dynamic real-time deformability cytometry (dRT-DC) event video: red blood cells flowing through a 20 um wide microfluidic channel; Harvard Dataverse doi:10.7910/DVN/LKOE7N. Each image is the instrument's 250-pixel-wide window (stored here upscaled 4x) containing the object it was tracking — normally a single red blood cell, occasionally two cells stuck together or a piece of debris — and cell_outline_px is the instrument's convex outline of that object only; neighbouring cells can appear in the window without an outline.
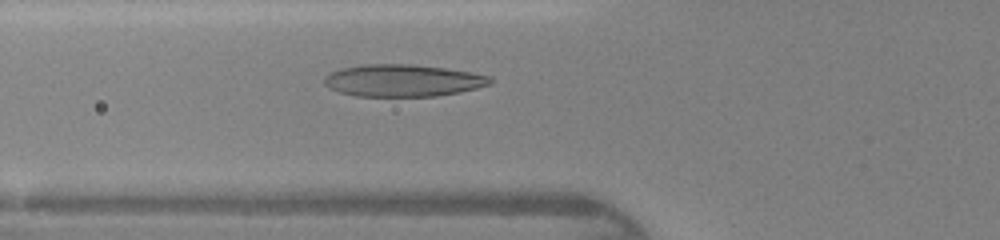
{"species": "human", "species_latin": "Homo sapiens", "temperature_condition": "warm", "stored_images_in_passage": 43, "camera_frame_rate_fps": 3000, "um_per_image_px": 0.085, "donor": {"sex": "female"}, "frame": {"image": 1, "passage_image": 15, "time_ms": 4.667, "image_size_px": [1000, 240], "cell_outline_px": [[492, 84], [460, 92], [436, 96], [356, 96], [340, 92], [328, 88], [324, 84], [324, 76], [340, 68], [364, 64], [412, 64], [444, 68], [472, 72], [492, 76]], "centroid_in_image_um": [34.25, 6.84], "position_along_channel_um": 91.6, "area_um2": 31.21}}
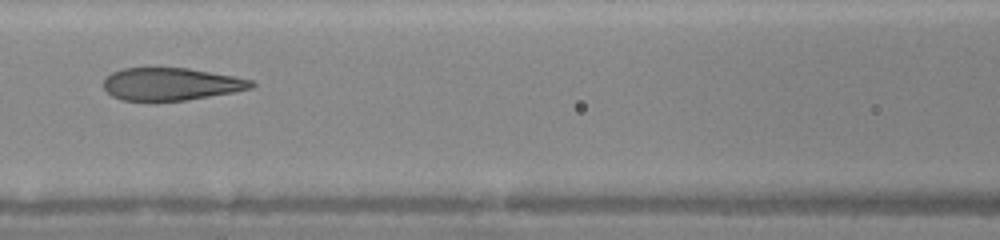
{"frame": {"image": 2, "passage_image": 19, "time_ms": 6.0, "image_size_px": [1000, 240], "cell_outline_px": [[256, 84], [252, 88], [232, 92], [188, 100], [152, 104], [120, 100], [112, 96], [104, 88], [104, 80], [112, 72], [124, 68], [188, 68], [236, 76], [252, 80]], "centroid_in_image_um": [14.51, 7.19], "position_along_channel_um": 152.1, "area_um2": 28.84}}
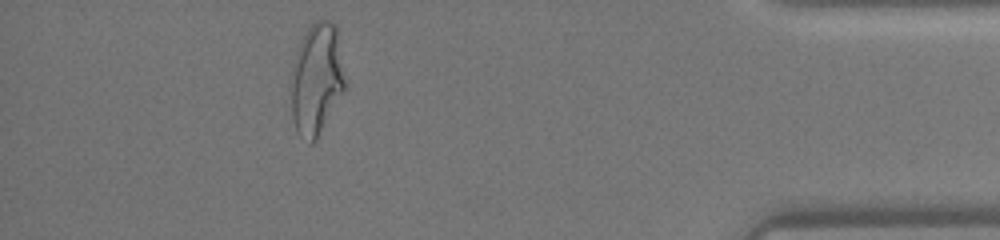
{"frame": {"image": 3, "passage_image": 39, "time_ms": 12.667, "image_size_px": [1000, 240], "cell_outline_px": [[344, 92], [316, 140], [312, 144], [308, 144], [296, 132], [292, 120], [288, 80], [296, 52], [300, 40], [308, 28], [316, 20], [328, 20], [336, 24], [344, 80]], "centroid_in_image_um": [26.84, 6.78], "position_along_channel_um": 408.4, "area_um2": 35.72}}